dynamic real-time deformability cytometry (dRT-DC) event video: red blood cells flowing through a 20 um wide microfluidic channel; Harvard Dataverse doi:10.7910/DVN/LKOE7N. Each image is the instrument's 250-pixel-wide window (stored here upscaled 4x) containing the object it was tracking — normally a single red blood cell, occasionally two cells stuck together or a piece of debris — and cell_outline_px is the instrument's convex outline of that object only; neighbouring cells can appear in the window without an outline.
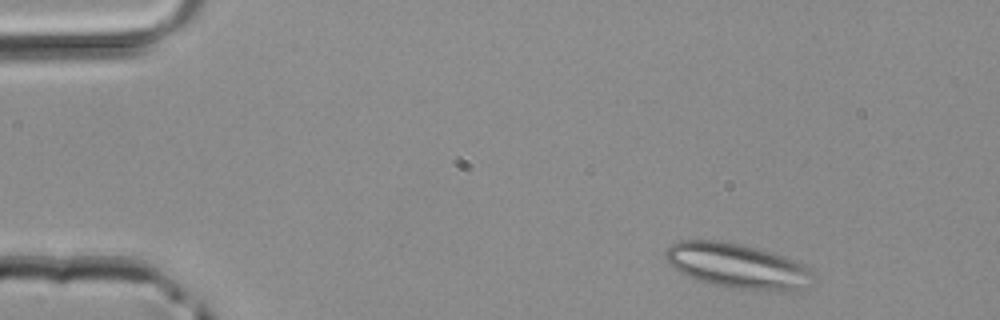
{"species": "common noctule bat (a hibernating species)", "species_latin": "Nyctalus noctula", "temperature_condition": "room temperature", "stored_images_in_passage": 41, "segment_of_instrument_passage": [1, 2], "camera_frame_rate_fps": 3000, "um_per_image_px": 0.085, "animal": {"sex": "male", "body_mass_g": 20.4}, "frame": {"image": 1, "passage_image": 1, "time_ms": 0.0, "image_size_px": [1000, 320], "cell_outline_px": [[812, 288], [800, 292], [784, 292], [728, 288], [708, 284], [696, 280], [680, 272], [664, 256], [664, 252], [672, 244], [680, 240], [716, 240], [740, 244], [756, 248], [784, 256], [804, 264], [812, 272]], "centroid_in_image_um": [62.77, 22.65], "position_along_channel_um": 22.2, "area_um2": 39.25}}